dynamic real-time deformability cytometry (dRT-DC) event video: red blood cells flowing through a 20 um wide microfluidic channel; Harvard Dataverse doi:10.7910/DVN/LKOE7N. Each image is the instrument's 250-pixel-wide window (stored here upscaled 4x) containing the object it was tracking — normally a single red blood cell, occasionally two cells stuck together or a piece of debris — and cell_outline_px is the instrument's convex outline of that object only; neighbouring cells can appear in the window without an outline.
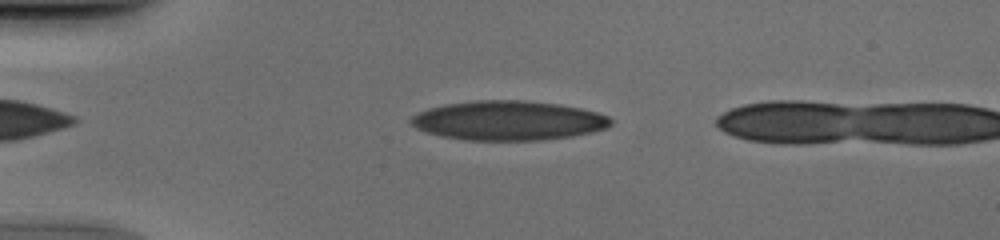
{"species": "human", "species_latin": "Homo sapiens", "temperature_condition": "cold", "stored_images_in_passage": 39, "camera_frame_rate_fps": 3000, "um_per_image_px": 0.085, "donor": {"sex": "male"}, "frame": {"image": 1, "passage_image": 6, "time_ms": 1.667, "image_size_px": [1000, 240], "cell_outline_px": [[612, 124], [604, 128], [592, 132], [572, 136], [540, 140], [464, 140], [440, 136], [416, 128], [408, 120], [412, 116], [428, 108], [444, 104], [476, 100], [524, 100], [560, 104], [580, 108], [596, 112], [608, 116], [612, 120]], "centroid_in_image_um": [43.19, 10.24], "position_along_channel_um": 41.8, "area_um2": 45.95}}
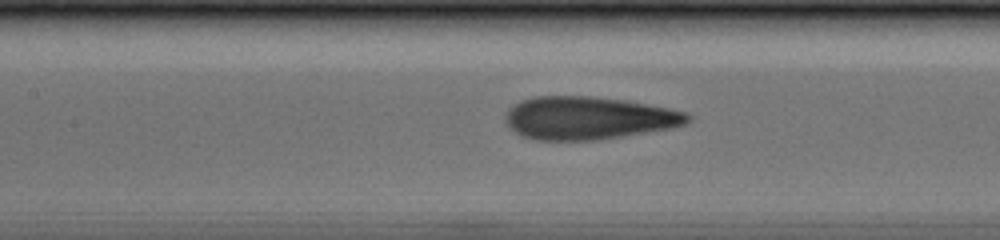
{"frame": {"image": 2, "passage_image": 17, "time_ms": 5.333, "image_size_px": [1000, 240], "cell_outline_px": [[692, 116], [684, 124], [672, 128], [600, 140], [536, 140], [520, 136], [508, 124], [504, 116], [508, 108], [520, 100], [536, 96], [592, 96], [620, 100], [668, 108], [688, 112]], "centroid_in_image_um": [49.99, 10.04], "position_along_channel_um": 157.4, "area_um2": 45.49}}
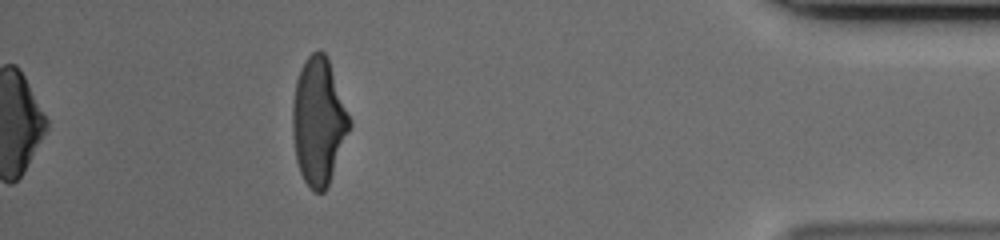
{"frame": {"image": 3, "passage_image": 39, "time_ms": 12.667, "image_size_px": [1000, 240], "cell_outline_px": [[352, 124], [328, 188], [324, 192], [312, 192], [304, 180], [300, 172], [296, 160], [292, 136], [292, 108], [296, 80], [300, 68], [304, 60], [312, 52], [324, 52], [328, 56]], "centroid_in_image_um": [27.07, 10.34], "position_along_channel_um": 408.1, "area_um2": 42.48}}